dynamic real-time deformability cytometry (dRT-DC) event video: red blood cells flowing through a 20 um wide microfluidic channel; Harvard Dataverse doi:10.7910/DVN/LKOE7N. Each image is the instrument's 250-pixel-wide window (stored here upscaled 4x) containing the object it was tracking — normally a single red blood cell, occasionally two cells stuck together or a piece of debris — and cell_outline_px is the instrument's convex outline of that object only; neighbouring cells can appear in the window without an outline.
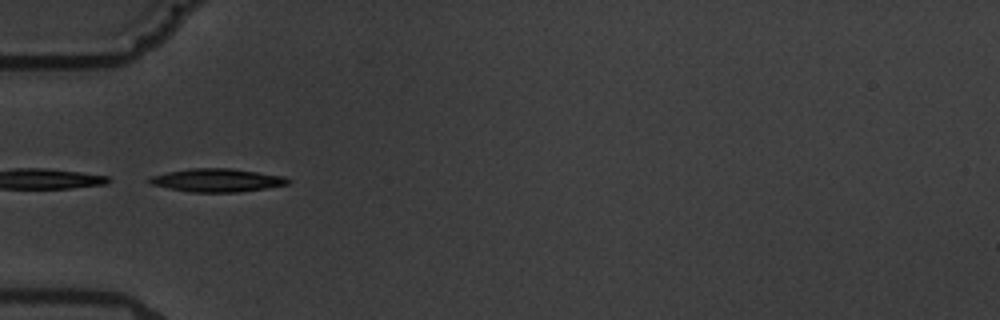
{"species": "common noctule bat (a hibernating species)", "species_latin": "Nyctalus noctula", "temperature_condition": "warm", "stored_images_in_passage": 3, "camera_frame_rate_fps": 3000, "um_per_image_px": 0.085, "animal": {"sex": "male", "body_mass_g": 19.5, "forearm_length_mm": 54.6}, "frame": {"image": 1, "passage_image": 1, "time_ms": 0.0, "image_size_px": [1000, 320], "cell_outline_px": [[292, 180], [288, 184], [240, 192], [188, 192], [168, 188], [152, 184], [144, 180], [148, 176], [188, 168], [232, 168], [284, 176]], "centroid_in_image_um": [18.4, 15.31], "position_along_channel_um": 66.6, "area_um2": 18.9}}
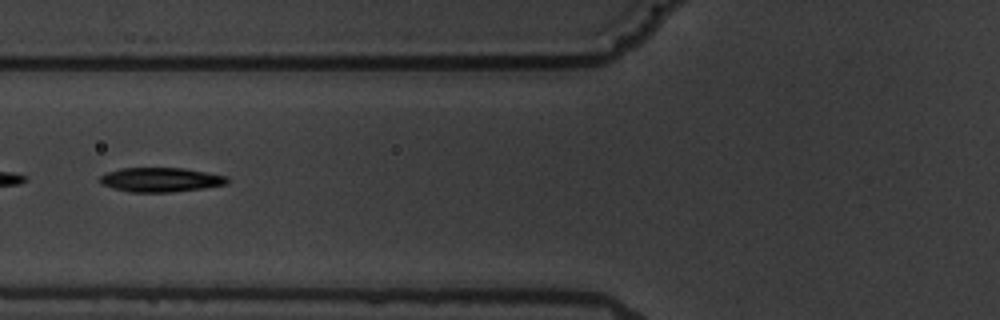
{"frame": {"image": 2, "passage_image": 2, "time_ms": 1.333, "image_size_px": [1000, 320], "cell_outline_px": [[228, 184], [204, 188], [168, 192], [128, 192], [112, 188], [100, 184], [96, 180], [104, 172], [120, 168], [184, 168], [228, 176]], "centroid_in_image_um": [13.59, 15.27], "position_along_channel_um": 112.2, "area_um2": 18.32}}
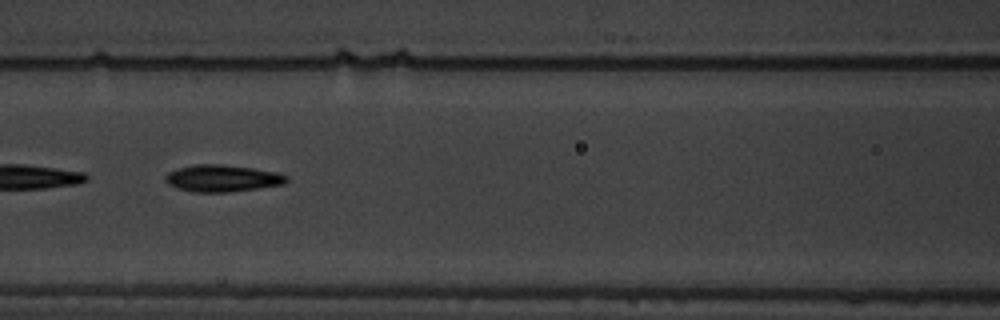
{"frame": {"image": 3, "passage_image": 3, "time_ms": 2.333, "image_size_px": [1000, 320], "cell_outline_px": [[288, 180], [284, 184], [228, 192], [192, 192], [168, 184], [164, 180], [164, 176], [168, 172], [176, 168], [196, 164], [224, 164], [280, 172], [288, 176]], "centroid_in_image_um": [18.89, 15.14], "position_along_channel_um": 147.7, "area_um2": 19.07}}